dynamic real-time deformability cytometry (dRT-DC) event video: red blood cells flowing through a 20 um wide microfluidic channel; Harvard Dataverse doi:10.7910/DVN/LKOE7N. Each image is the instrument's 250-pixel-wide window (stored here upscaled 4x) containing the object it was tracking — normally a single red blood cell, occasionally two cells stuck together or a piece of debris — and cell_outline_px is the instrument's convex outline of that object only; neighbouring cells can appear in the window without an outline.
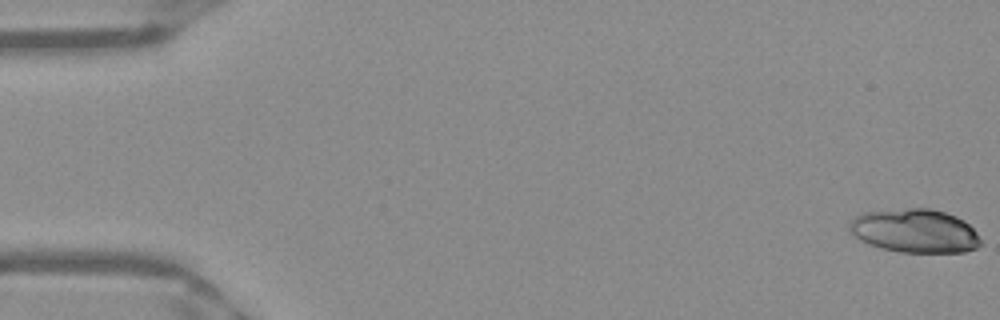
{"species": "Egyptian fruit bat (a non-hibernating species)", "species_latin": "Rousettus aegyptiacus", "temperature_condition": "warm", "stored_images_in_passage": 17, "camera_frame_rate_fps": 3000, "um_per_image_px": 0.085, "frame": {"image": 1, "passage_image": 1, "time_ms": 0.0, "image_size_px": [1000, 320], "cell_outline_px": [[980, 244], [976, 248], [964, 252], [900, 252], [868, 244], [860, 240], [848, 228], [848, 224], [860, 212], [908, 208], [928, 208], [944, 212], [956, 216], [964, 220], [976, 232], [980, 240]], "centroid_in_image_um": [77.75, 19.61], "position_along_channel_um": 7.3, "area_um2": 33.29}}
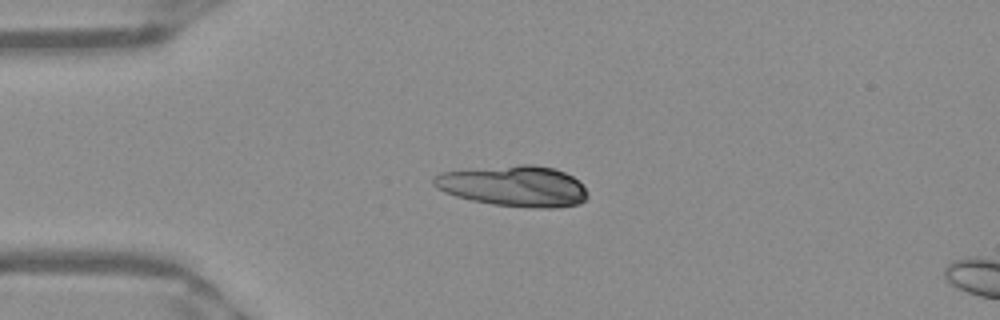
{"frame": {"image": 2, "passage_image": 13, "time_ms": 4.0, "image_size_px": [1000, 320], "cell_outline_px": [[588, 196], [580, 204], [556, 208], [532, 208], [492, 204], [472, 200], [456, 196], [444, 192], [436, 188], [432, 184], [432, 180], [440, 172], [520, 164], [532, 164], [552, 168], [564, 172], [572, 176], [588, 192]], "centroid_in_image_um": [43.67, 15.82], "position_along_channel_um": 41.3, "area_um2": 36.59}}